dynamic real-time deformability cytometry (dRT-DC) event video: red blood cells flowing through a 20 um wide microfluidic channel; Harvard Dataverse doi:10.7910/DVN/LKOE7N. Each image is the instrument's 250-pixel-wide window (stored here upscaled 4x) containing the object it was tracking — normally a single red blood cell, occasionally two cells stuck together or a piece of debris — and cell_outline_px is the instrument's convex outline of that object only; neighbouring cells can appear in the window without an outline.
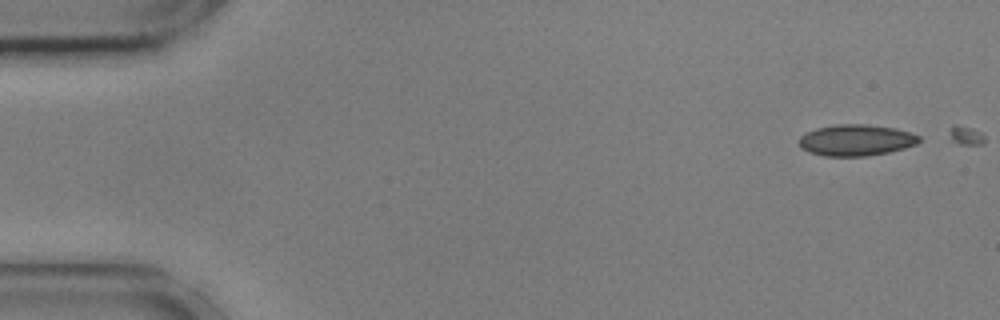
{"species": "common noctule bat (a hibernating species)", "species_latin": "Nyctalus noctula", "temperature_condition": "cold", "stored_images_in_passage": 2, "camera_frame_rate_fps": 3000, "um_per_image_px": 0.085, "animal": {"sex": "male", "body_mass_g": 17.9, "forearm_length_mm": 54.2}, "frame": {"image": 1, "passage_image": 1, "time_ms": 0.0, "image_size_px": [1000, 320], "cell_outline_px": [[920, 140], [916, 144], [904, 148], [888, 152], [868, 156], [824, 156], [808, 152], [800, 148], [800, 136], [816, 128], [836, 124], [864, 124], [896, 128], [920, 136]], "centroid_in_image_um": [72.75, 11.91], "position_along_channel_um": 12.2, "area_um2": 21.85}}